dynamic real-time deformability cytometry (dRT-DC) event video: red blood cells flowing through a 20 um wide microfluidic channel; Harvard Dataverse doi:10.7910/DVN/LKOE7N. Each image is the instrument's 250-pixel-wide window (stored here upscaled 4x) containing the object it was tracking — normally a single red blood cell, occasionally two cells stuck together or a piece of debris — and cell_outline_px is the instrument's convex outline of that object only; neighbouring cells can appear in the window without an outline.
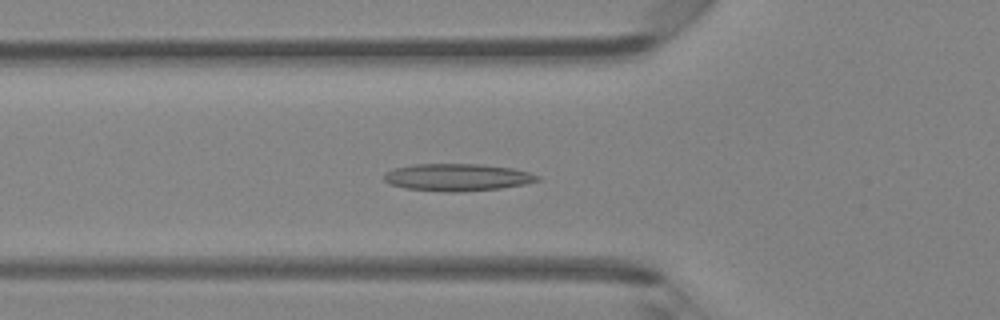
{"species": "Egyptian fruit bat (a non-hibernating species)", "species_latin": "Rousettus aegyptiacus", "temperature_condition": "room temperature", "stored_images_in_passage": 33, "camera_frame_rate_fps": 3000, "um_per_image_px": 0.085, "animal": {"sex": "female"}, "frame": {"image": 1, "passage_image": 2, "time_ms": 0.333, "image_size_px": [1000, 320], "cell_outline_px": [[540, 180], [524, 184], [500, 188], [460, 192], [452, 192], [404, 188], [388, 184], [384, 180], [384, 172], [392, 168], [412, 164], [480, 164], [512, 168], [528, 172], [540, 176]], "centroid_in_image_um": [38.82, 15.06], "position_along_channel_um": 87.0, "area_um2": 24.45}}
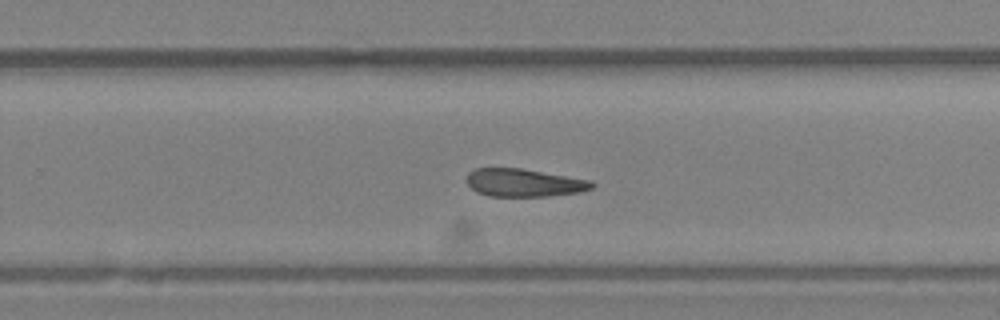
{"frame": {"image": 2, "passage_image": 16, "time_ms": 5.0, "image_size_px": [1000, 320], "cell_outline_px": [[596, 184], [592, 188], [580, 192], [548, 196], [488, 196], [476, 192], [468, 184], [468, 172], [476, 168], [520, 168], [592, 180]], "centroid_in_image_um": [44.56, 15.53], "position_along_channel_um": 285.2, "area_um2": 20.35}}
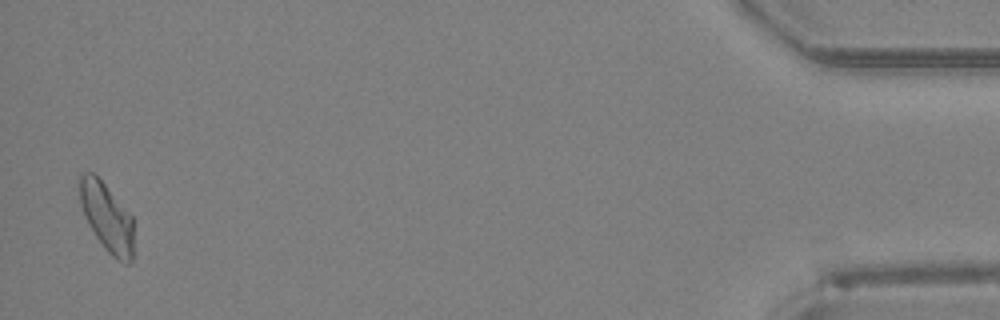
{"frame": {"image": 3, "passage_image": 32, "time_ms": 10.333, "image_size_px": [1000, 320], "cell_outline_px": [[132, 260], [128, 264], [124, 264], [112, 256], [104, 248], [88, 224], [84, 216], [80, 204], [80, 172], [92, 172], [104, 184], [132, 216]], "centroid_in_image_um": [9.06, 18.48], "position_along_channel_um": 426.1, "area_um2": 21.21}}